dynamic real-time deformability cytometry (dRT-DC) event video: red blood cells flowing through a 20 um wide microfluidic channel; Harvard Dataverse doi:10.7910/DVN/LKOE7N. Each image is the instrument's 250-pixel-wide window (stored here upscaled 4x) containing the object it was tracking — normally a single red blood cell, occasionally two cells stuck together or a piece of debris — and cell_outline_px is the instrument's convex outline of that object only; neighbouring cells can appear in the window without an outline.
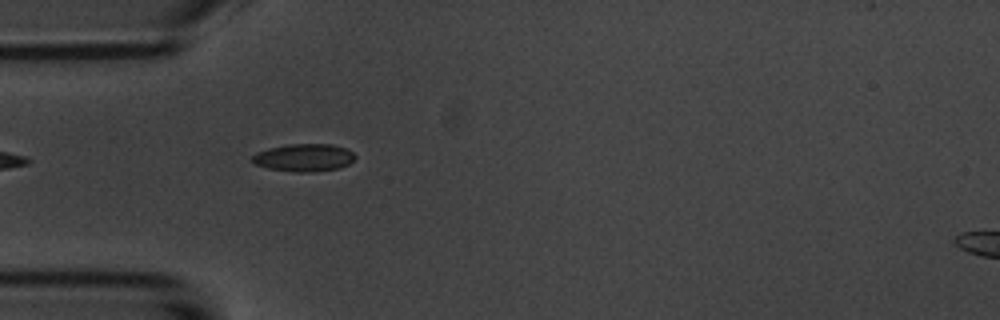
{"species": "common noctule bat (a hibernating species)", "species_latin": "Nyctalus noctula", "temperature_condition": "room temperature", "stored_images_in_passage": 1, "camera_frame_rate_fps": 3000, "um_per_image_px": 0.085, "animal": {"sex": "male", "body_mass_g": 20.1, "forearm_length_mm": 53.5}, "frame": {"image": 1, "passage_image": 1, "time_ms": 0.0, "image_size_px": [1000, 320], "cell_outline_px": [[356, 156], [348, 164], [340, 168], [312, 172], [296, 172], [268, 168], [256, 164], [252, 160], [252, 156], [256, 152], [268, 148], [288, 144], [332, 144], [344, 148], [352, 152]], "centroid_in_image_um": [25.83, 13.39], "position_along_channel_um": 59.2, "area_um2": 16.47}}